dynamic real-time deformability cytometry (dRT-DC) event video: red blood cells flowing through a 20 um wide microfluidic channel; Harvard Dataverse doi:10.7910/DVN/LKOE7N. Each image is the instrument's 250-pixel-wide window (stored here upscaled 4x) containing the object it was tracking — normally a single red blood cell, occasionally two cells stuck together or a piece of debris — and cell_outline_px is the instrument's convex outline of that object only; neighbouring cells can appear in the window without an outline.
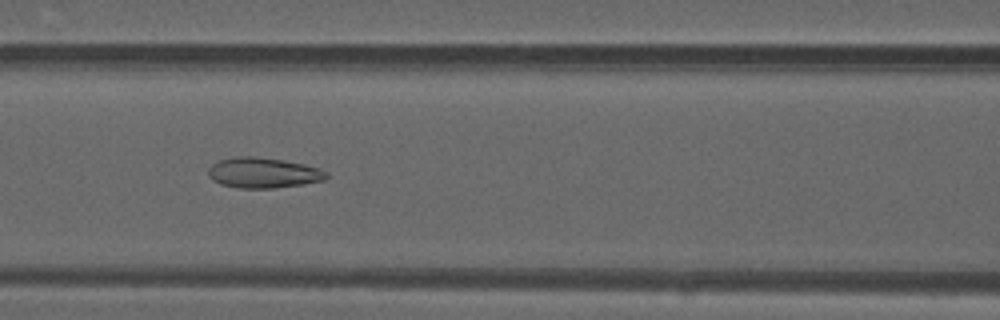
{"species": "common noctule bat (a hibernating species)", "species_latin": "Nyctalus noctula", "temperature_condition": "warm", "stored_images_in_passage": 49, "camera_frame_rate_fps": 3000, "um_per_image_px": 0.085, "animal": {"sex": "male", "forearm_length_mm": 52.5}, "frame": {"image": 1, "passage_image": 21, "time_ms": 6.667, "image_size_px": [1000, 320], "cell_outline_px": [[328, 176], [324, 180], [304, 184], [276, 188], [240, 188], [220, 184], [212, 180], [208, 176], [208, 168], [212, 164], [220, 160], [236, 156], [252, 156], [284, 160], [304, 164], [328, 172]], "centroid_in_image_um": [22.35, 14.69], "position_along_channel_um": 144.2, "area_um2": 20.98}}
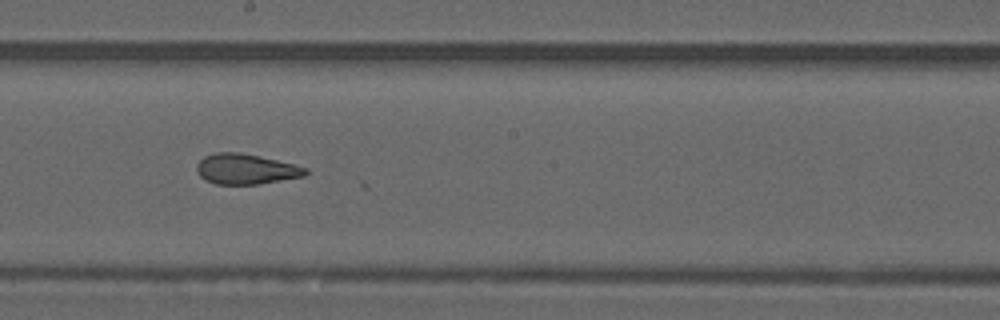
{"frame": {"image": 2, "passage_image": 27, "time_ms": 8.667, "image_size_px": [1000, 320], "cell_outline_px": [[308, 172], [304, 176], [260, 184], [216, 184], [204, 180], [196, 172], [196, 164], [204, 156], [216, 152], [240, 152], [276, 160], [308, 168]], "centroid_in_image_um": [20.86, 14.37], "position_along_channel_um": 227.3, "area_um2": 19.25}}
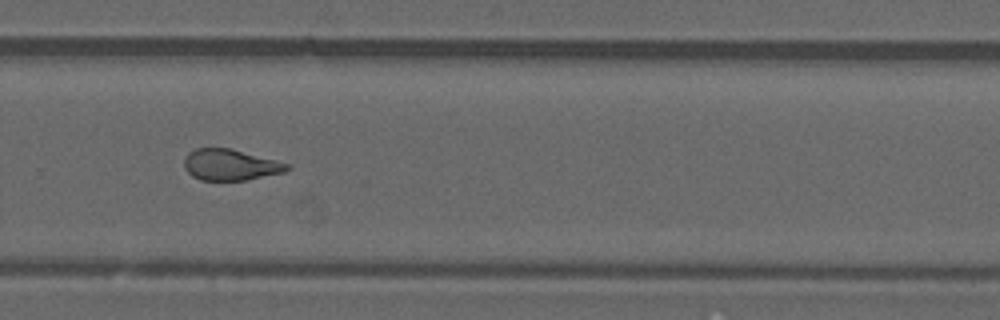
{"frame": {"image": 3, "passage_image": 33, "time_ms": 10.667, "image_size_px": [1000, 320], "cell_outline_px": [[288, 168], [284, 172], [244, 180], [200, 180], [192, 176], [184, 168], [184, 156], [188, 152], [196, 148], [232, 148], [276, 160], [288, 164]], "centroid_in_image_um": [19.52, 13.99], "position_along_channel_um": 310.3, "area_um2": 18.61}, "authors_computed_cell_mechanics": {"area_um2": 20.6924, "velocity_mm_per_s": 4.1602, "shape_relaxation_time_tau1_ms": null, "shape_relaxation_time_tau2_ms": 2.039, "deformation_change_tau1": null, "deformation_change_tau2": 0.1008}}